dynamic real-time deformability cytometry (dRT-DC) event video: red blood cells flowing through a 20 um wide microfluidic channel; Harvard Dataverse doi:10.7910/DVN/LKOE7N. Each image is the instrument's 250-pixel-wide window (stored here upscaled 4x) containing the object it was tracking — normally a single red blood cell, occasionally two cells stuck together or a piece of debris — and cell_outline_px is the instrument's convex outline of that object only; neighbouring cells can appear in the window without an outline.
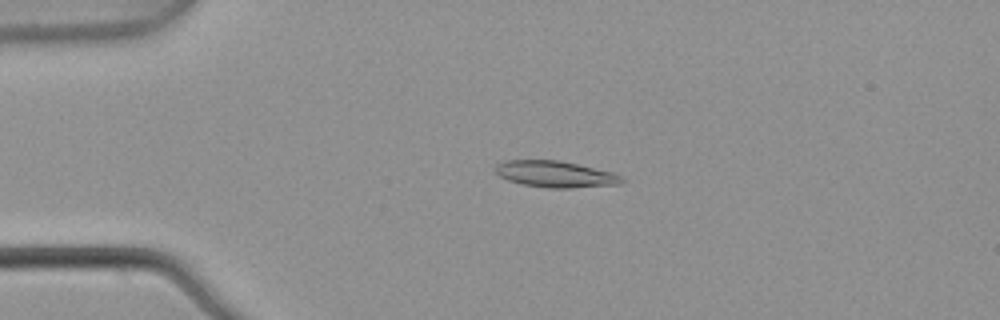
{"species": "common noctule bat (a hibernating species)", "species_latin": "Nyctalus noctula", "temperature_condition": "warm", "stored_images_in_passage": 3, "camera_frame_rate_fps": 3000, "um_per_image_px": 0.085, "animal": {"sex": "male", "body_mass_g": 21.5, "forearm_length_mm": 52.0}, "frame": {"image": 1, "passage_image": 2, "time_ms": 0.333, "image_size_px": [1000, 320], "cell_outline_px": [[628, 180], [620, 184], [572, 188], [548, 188], [520, 184], [508, 180], [500, 176], [496, 172], [496, 164], [504, 160], [560, 160], [612, 172]], "centroid_in_image_um": [47.22, 14.81], "position_along_channel_um": 37.8, "area_um2": 19.54}}